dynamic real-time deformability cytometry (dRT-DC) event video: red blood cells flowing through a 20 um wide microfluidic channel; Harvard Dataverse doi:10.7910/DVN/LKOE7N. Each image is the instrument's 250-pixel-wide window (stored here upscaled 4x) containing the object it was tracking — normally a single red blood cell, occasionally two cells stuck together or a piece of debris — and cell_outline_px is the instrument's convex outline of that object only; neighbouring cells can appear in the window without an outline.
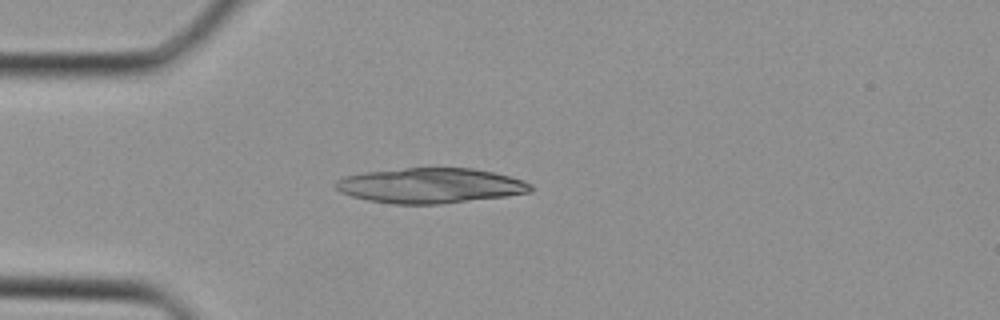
{"species": "Egyptian fruit bat (a non-hibernating species)", "species_latin": "Rousettus aegyptiacus", "temperature_condition": "cold", "stored_images_in_passage": 28, "camera_frame_rate_fps": 3000, "um_per_image_px": 0.085, "animal": {"sex": "female"}, "frame": {"image": 1, "passage_image": 2, "time_ms": 0.333, "image_size_px": [1000, 320], "cell_outline_px": [[532, 192], [504, 196], [440, 204], [392, 204], [368, 200], [352, 196], [340, 192], [336, 188], [336, 180], [344, 176], [364, 172], [404, 168], [472, 168], [492, 172], [508, 176], [532, 184]], "centroid_in_image_um": [36.55, 15.77], "position_along_channel_um": 48.5, "area_um2": 39.71}}
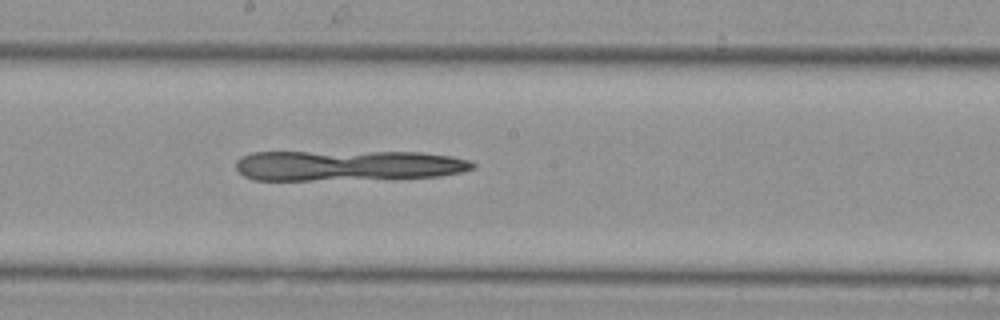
{"frame": {"image": 2, "passage_image": 12, "time_ms": 3.667, "image_size_px": [1000, 320], "cell_outline_px": [[476, 168], [460, 172], [440, 176], [312, 180], [252, 180], [244, 176], [236, 168], [236, 160], [240, 156], [252, 152], [420, 152], [452, 156], [468, 160], [476, 164]], "centroid_in_image_um": [29.53, 14.06], "position_along_channel_um": 218.7, "area_um2": 42.02}}